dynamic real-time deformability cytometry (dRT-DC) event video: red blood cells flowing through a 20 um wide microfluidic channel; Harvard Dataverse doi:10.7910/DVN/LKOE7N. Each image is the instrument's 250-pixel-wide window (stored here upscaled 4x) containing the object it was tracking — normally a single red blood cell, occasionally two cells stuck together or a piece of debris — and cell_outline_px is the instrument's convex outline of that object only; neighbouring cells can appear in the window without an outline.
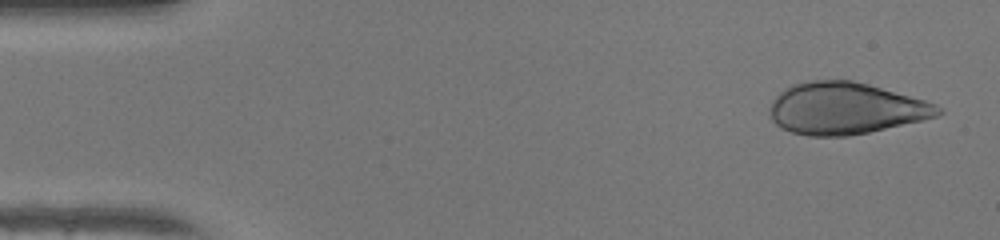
{"species": "human", "species_latin": "Homo sapiens", "temperature_condition": "warm", "stored_images_in_passage": 47, "camera_frame_rate_fps": 3000, "um_per_image_px": 0.085, "donor": {"sex": "female"}, "frame": {"image": 1, "passage_image": 2, "time_ms": 0.333, "image_size_px": [1000, 240], "cell_outline_px": [[944, 112], [936, 116], [920, 120], [868, 132], [848, 136], [808, 136], [792, 132], [780, 128], [772, 120], [768, 108], [772, 100], [780, 92], [792, 84], [812, 80], [852, 80], [868, 84], [924, 100], [936, 104]], "centroid_in_image_um": [71.81, 9.21], "position_along_channel_um": 13.2, "area_um2": 50.52}}